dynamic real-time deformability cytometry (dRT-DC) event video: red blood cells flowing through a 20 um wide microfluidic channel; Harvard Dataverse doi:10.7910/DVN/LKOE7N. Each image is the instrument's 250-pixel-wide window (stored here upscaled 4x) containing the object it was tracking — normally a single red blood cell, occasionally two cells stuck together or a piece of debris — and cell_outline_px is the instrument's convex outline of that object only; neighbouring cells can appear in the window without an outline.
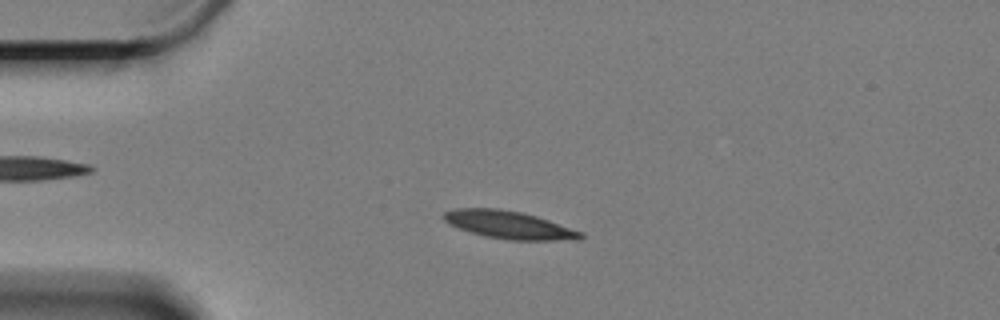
{"species": "Egyptian fruit bat (a non-hibernating species)", "species_latin": "Rousettus aegyptiacus", "temperature_condition": "cold", "stored_images_in_passage": 52, "camera_frame_rate_fps": 3000, "um_per_image_px": 0.085, "animal": {"sex": "female"}, "frame": {"image": 1, "passage_image": 5, "time_ms": 1.333, "image_size_px": [1000, 320], "cell_outline_px": [[584, 236], [580, 240], [508, 240], [484, 236], [448, 224], [444, 220], [444, 212], [456, 208], [496, 208], [520, 212], [536, 216], [584, 232]], "centroid_in_image_um": [43.3, 19.12], "position_along_channel_um": 41.7, "area_um2": 22.08}}
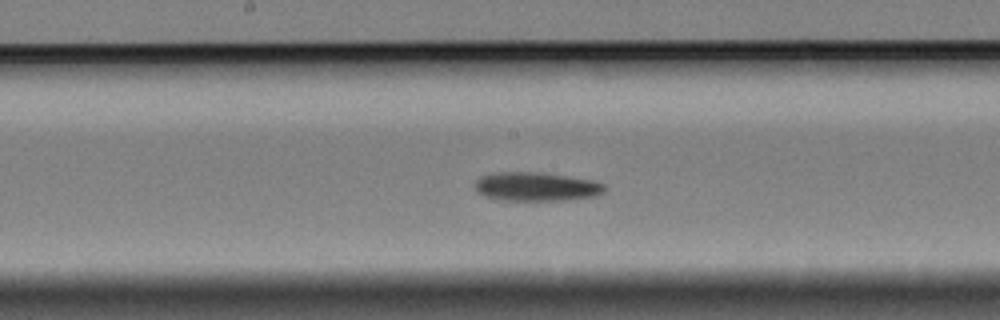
{"frame": {"image": 2, "passage_image": 22, "time_ms": 7.0, "image_size_px": [1000, 320], "cell_outline_px": [[604, 192], [596, 196], [564, 200], [504, 200], [484, 196], [476, 192], [472, 188], [472, 184], [480, 176], [492, 172], [540, 172], [592, 180], [604, 184]], "centroid_in_image_um": [45.5, 15.86], "position_along_channel_um": 202.7, "area_um2": 21.96}}
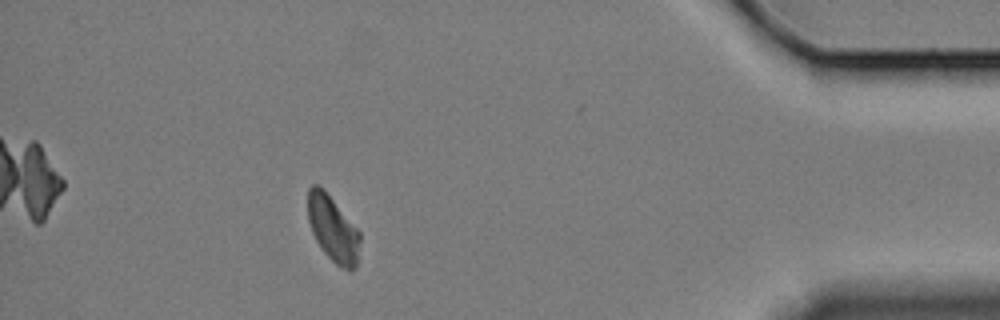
{"frame": {"image": 3, "passage_image": 45, "time_ms": 14.667, "image_size_px": [1000, 320], "cell_outline_px": [[360, 240], [356, 268], [352, 272], [348, 272], [336, 264], [324, 252], [316, 240], [312, 232], [308, 220], [308, 188], [312, 184], [316, 184], [332, 200], [360, 232]], "centroid_in_image_um": [28.3, 19.52], "position_along_channel_um": 406.9, "area_um2": 19.59}, "authors_computed_cell_mechanics": {"area_um2": 21.1837, "velocity_mm_per_s": 3.2763, "shape_relaxation_time_tau1_ms": 5.5292, "shape_relaxation_time_tau2_ms": null, "deformation_change_tau1": 0.1129, "deformation_change_tau2": null}}